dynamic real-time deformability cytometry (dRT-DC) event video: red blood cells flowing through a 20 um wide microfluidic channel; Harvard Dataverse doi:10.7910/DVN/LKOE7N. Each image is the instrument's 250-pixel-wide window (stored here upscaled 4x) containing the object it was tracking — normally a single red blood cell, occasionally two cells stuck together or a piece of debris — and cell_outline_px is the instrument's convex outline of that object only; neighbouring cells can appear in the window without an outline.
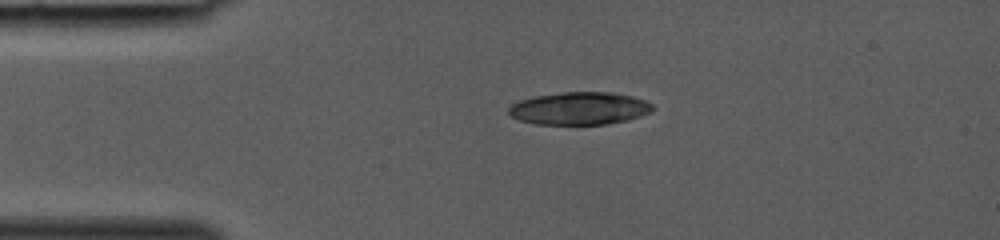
{"species": "common noctule bat (a hibernating species)", "species_latin": "Nyctalus noctula", "temperature_condition": "room temperature", "stored_images_in_passage": 30, "camera_frame_rate_fps": 3000, "um_per_image_px": 0.085, "animal": {"sex": "female", "body_mass_g": 19.0, "forearm_length_mm": 53.3}, "frame": {"image": 1, "passage_image": 1, "time_ms": 0.0, "image_size_px": [1000, 240], "cell_outline_px": [[652, 112], [628, 120], [608, 124], [536, 124], [520, 120], [512, 116], [508, 112], [508, 108], [512, 104], [520, 100], [536, 96], [564, 92], [612, 92], [632, 96], [644, 100], [652, 104]], "centroid_in_image_um": [49.27, 9.21], "position_along_channel_um": 35.7, "area_um2": 27.28}}